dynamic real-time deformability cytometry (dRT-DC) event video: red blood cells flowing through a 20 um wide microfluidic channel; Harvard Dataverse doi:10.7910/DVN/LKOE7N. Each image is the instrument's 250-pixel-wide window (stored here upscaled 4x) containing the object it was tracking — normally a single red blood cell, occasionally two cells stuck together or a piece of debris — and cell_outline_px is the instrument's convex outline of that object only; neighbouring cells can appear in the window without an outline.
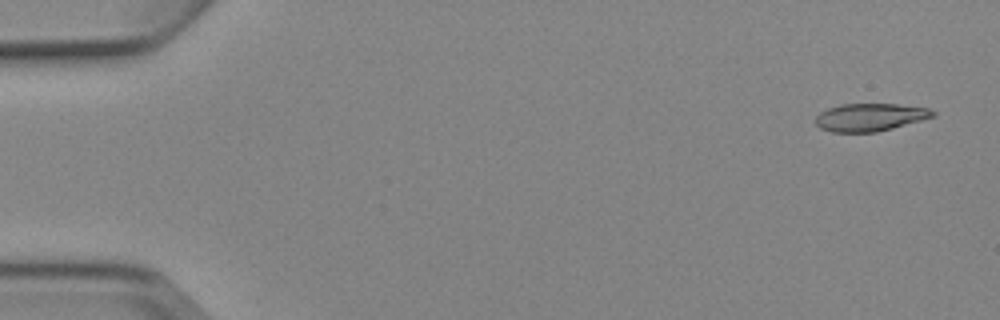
{"species": "Egyptian fruit bat (a non-hibernating species)", "species_latin": "Rousettus aegyptiacus", "temperature_condition": "cold", "stored_images_in_passage": 6, "camera_frame_rate_fps": 3000, "um_per_image_px": 0.085, "animal": {"sex": "female"}, "frame": {"image": 1, "passage_image": 1, "time_ms": 0.0, "image_size_px": [1000, 320], "cell_outline_px": [[936, 116], [892, 128], [876, 132], [832, 132], [820, 128], [816, 124], [816, 116], [820, 112], [828, 108], [840, 104], [896, 104], [928, 108], [936, 112]], "centroid_in_image_um": [73.95, 9.96], "position_along_channel_um": 11.1, "area_um2": 18.9}}
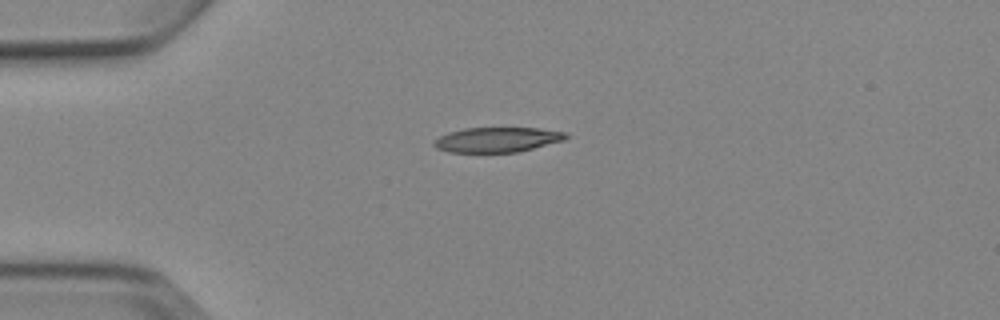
{"frame": {"image": 2, "passage_image": 4, "time_ms": 3.667, "image_size_px": [1000, 320], "cell_outline_px": [[568, 136], [564, 140], [516, 152], [448, 152], [436, 148], [432, 144], [432, 140], [448, 132], [464, 128], [540, 128], [568, 132]], "centroid_in_image_um": [42.23, 11.86], "position_along_channel_um": 42.8, "area_um2": 19.19}}
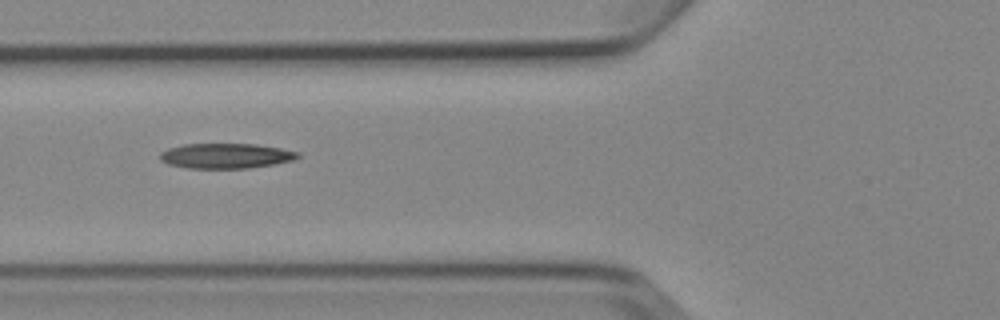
{"frame": {"image": 3, "passage_image": 6, "time_ms": 6.0, "image_size_px": [1000, 320], "cell_outline_px": [[300, 156], [292, 160], [272, 164], [248, 168], [188, 168], [168, 164], [160, 160], [160, 152], [168, 148], [184, 144], [256, 144], [280, 148], [300, 152]], "centroid_in_image_um": [19.17, 13.24], "position_along_channel_um": 106.6, "area_um2": 20.06}}